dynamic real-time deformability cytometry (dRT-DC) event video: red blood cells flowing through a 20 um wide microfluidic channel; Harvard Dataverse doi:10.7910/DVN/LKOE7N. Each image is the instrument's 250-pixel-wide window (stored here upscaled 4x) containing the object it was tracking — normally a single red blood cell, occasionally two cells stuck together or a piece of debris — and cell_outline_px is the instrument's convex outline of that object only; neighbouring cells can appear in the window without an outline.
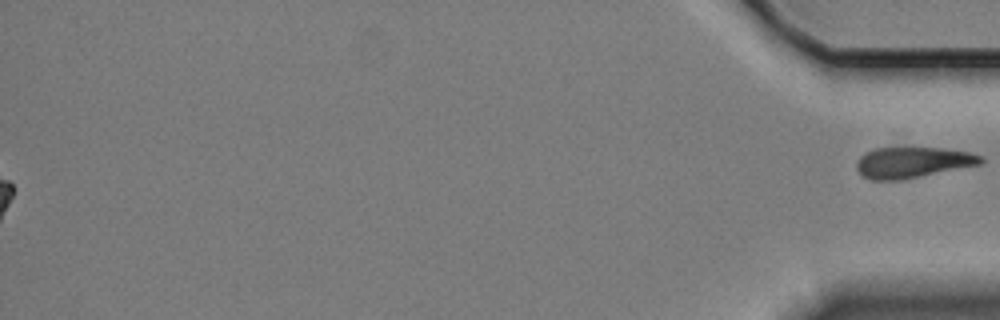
{"species": "Egyptian fruit bat (a non-hibernating species)", "species_latin": "Rousettus aegyptiacus", "temperature_condition": "cold", "stored_images_in_passage": 59, "segment_of_instrument_passage": [2, 2], "camera_frame_rate_fps": 3000, "um_per_image_px": 0.085, "animal": {"sex": "female"}, "frame": {"image": 1, "passage_image": 59, "time_ms": 19.333, "image_size_px": [1000, 320], "cell_outline_px": [[984, 164], [900, 180], [872, 180], [864, 176], [856, 168], [856, 164], [860, 156], [864, 152], [876, 148], [944, 148], [972, 152], [984, 156]], "centroid_in_image_um": [77.64, 13.8], "position_along_channel_um": 357.6, "area_um2": 22.54}}